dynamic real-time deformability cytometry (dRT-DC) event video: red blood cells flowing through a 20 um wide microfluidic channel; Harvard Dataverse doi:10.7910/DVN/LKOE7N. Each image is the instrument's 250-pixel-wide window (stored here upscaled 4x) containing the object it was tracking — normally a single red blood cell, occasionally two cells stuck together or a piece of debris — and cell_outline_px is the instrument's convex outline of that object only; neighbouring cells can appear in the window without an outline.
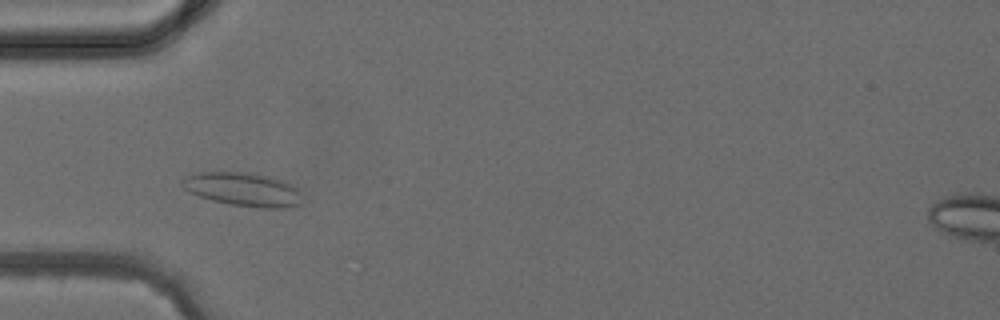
{"species": "common noctule bat (a hibernating species)", "species_latin": "Nyctalus noctula", "temperature_condition": "cold", "stored_images_in_passage": 3, "camera_frame_rate_fps": 3000, "um_per_image_px": 0.085, "animal": {"sex": "female", "body_mass_g": 24.6, "forearm_length_mm": 56.2}, "frame": {"image": 1, "passage_image": 3, "time_ms": 2.333, "image_size_px": [1000, 320], "cell_outline_px": [[304, 204], [284, 208], [260, 208], [232, 204], [212, 200], [200, 196], [184, 188], [180, 184], [180, 180], [184, 176], [200, 172], [244, 172], [268, 176], [284, 180], [292, 184], [300, 192]], "centroid_in_image_um": [20.7, 16.09], "position_along_channel_um": 64.3, "area_um2": 23.64}}